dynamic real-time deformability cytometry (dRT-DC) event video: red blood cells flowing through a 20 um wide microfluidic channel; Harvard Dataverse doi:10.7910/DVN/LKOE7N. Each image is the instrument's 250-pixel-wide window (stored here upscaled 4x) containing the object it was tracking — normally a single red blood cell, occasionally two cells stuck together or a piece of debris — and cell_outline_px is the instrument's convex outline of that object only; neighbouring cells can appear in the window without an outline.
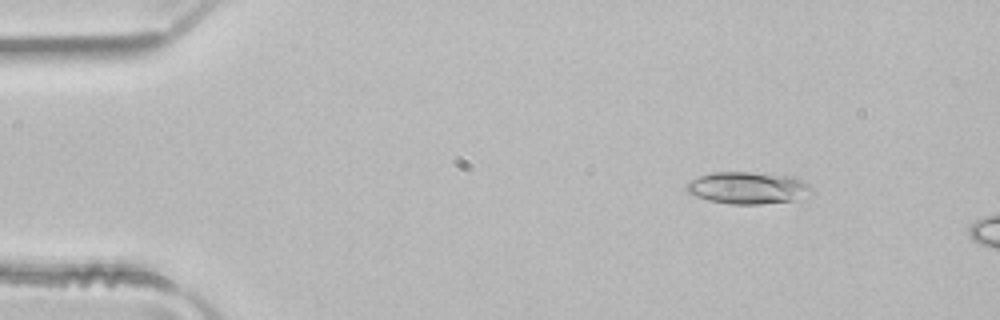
{"species": "common noctule bat (a hibernating species)", "species_latin": "Nyctalus noctula", "temperature_condition": "room temperature", "stored_images_in_passage": 3, "camera_frame_rate_fps": 3000, "um_per_image_px": 0.085, "animal": {"sex": "male", "body_mass_g": 21.5, "forearm_length_mm": 52.0}, "frame": {"image": 1, "passage_image": 1, "time_ms": 0.0, "image_size_px": [1000, 320], "cell_outline_px": [[808, 188], [796, 200], [760, 204], [732, 204], [708, 200], [696, 196], [688, 192], [684, 188], [684, 184], [700, 176], [712, 172], [748, 172], [792, 176], [804, 180], [808, 184]], "centroid_in_image_um": [63.46, 15.96], "position_along_channel_um": 21.5, "area_um2": 22.89}}